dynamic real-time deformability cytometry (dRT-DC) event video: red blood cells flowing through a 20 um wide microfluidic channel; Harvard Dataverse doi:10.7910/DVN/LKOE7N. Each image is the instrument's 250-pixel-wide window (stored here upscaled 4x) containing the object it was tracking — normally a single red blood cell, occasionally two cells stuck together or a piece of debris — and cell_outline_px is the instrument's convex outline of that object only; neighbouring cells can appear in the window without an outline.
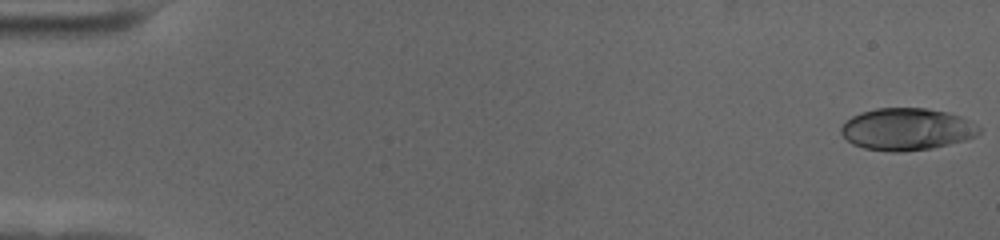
{"species": "human", "species_latin": "Homo sapiens", "temperature_condition": "cold", "stored_images_in_passage": 59, "camera_frame_rate_fps": 3000, "um_per_image_px": 0.085, "donor": {"sex": "female"}, "frame": {"image": 1, "passage_image": 1, "time_ms": 0.0, "image_size_px": [1000, 240], "cell_outline_px": [[980, 132], [976, 136], [964, 140], [932, 148], [896, 152], [892, 152], [864, 148], [852, 144], [840, 132], [840, 128], [852, 116], [860, 112], [876, 108], [924, 108], [948, 112], [960, 116], [976, 124], [980, 128]], "centroid_in_image_um": [77.07, 10.98], "position_along_channel_um": 7.9, "area_um2": 33.7}}
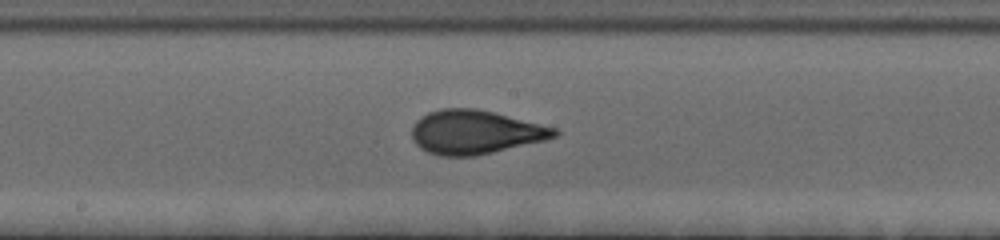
{"frame": {"image": 2, "passage_image": 32, "time_ms": 10.333, "image_size_px": [1000, 240], "cell_outline_px": [[560, 132], [556, 136], [544, 140], [476, 156], [440, 156], [428, 152], [420, 148], [412, 140], [412, 128], [416, 120], [428, 112], [440, 108], [476, 108], [556, 128]], "centroid_in_image_um": [40.34, 11.23], "position_along_channel_um": 207.9, "area_um2": 36.24}}
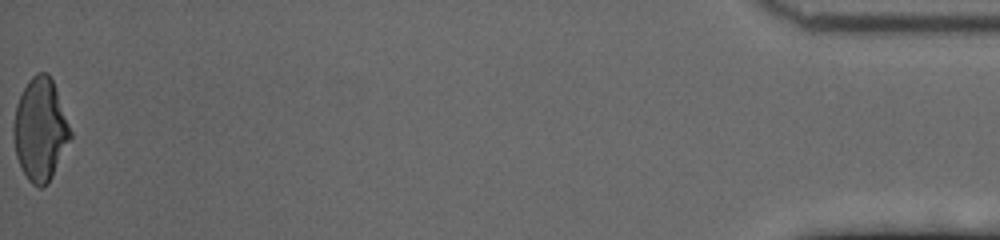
{"frame": {"image": 3, "passage_image": 59, "time_ms": 19.333, "image_size_px": [1000, 240], "cell_outline_px": [[72, 136], [48, 184], [40, 188], [32, 184], [28, 180], [16, 156], [12, 132], [12, 128], [16, 104], [28, 80], [36, 72], [48, 72], [52, 80], [72, 132]], "centroid_in_image_um": [3.41, 11.01], "position_along_channel_um": 431.8, "area_um2": 33.76}, "authors_computed_cell_mechanics": {"area_um2": 34.6222, "velocity_mm_per_s": 3.5006, "shape_relaxation_time_tau1_ms": 4.8693, "shape_relaxation_time_tau2_ms": 0.7799, "deformation_change_tau1": 0.184, "deformation_change_tau2": 0.0672}}